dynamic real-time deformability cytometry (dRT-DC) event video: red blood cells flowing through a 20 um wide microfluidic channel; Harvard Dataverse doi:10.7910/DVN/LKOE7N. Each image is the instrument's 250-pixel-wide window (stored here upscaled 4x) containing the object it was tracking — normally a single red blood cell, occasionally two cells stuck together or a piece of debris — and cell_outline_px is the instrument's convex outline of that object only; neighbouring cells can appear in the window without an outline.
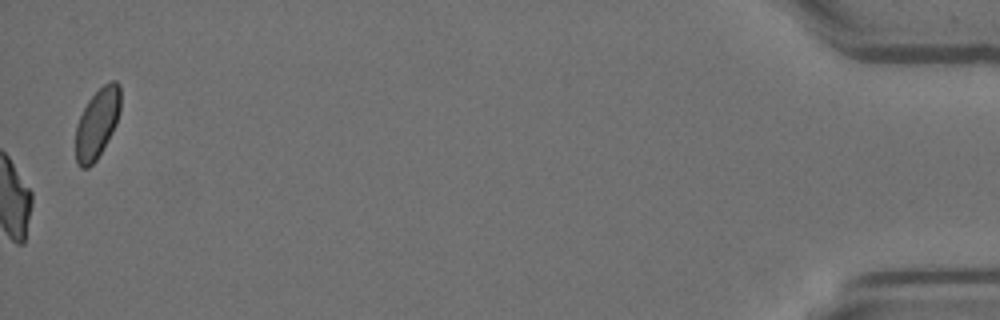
{"species": "Egyptian fruit bat (a non-hibernating species)", "species_latin": "Rousettus aegyptiacus", "temperature_condition": "room temperature", "stored_images_in_passage": 56, "camera_frame_rate_fps": 3000, "um_per_image_px": 0.085, "animal": {"sex": "female"}, "frame": {"image": 1, "passage_image": 56, "time_ms": 18.333, "image_size_px": [1000, 320], "cell_outline_px": [[120, 112], [116, 124], [112, 132], [96, 160], [88, 168], [80, 168], [76, 164], [76, 128], [80, 116], [88, 100], [104, 84], [112, 80], [116, 80], [120, 84]], "centroid_in_image_um": [8.26, 10.48], "position_along_channel_um": 426.9, "area_um2": 18.15}}